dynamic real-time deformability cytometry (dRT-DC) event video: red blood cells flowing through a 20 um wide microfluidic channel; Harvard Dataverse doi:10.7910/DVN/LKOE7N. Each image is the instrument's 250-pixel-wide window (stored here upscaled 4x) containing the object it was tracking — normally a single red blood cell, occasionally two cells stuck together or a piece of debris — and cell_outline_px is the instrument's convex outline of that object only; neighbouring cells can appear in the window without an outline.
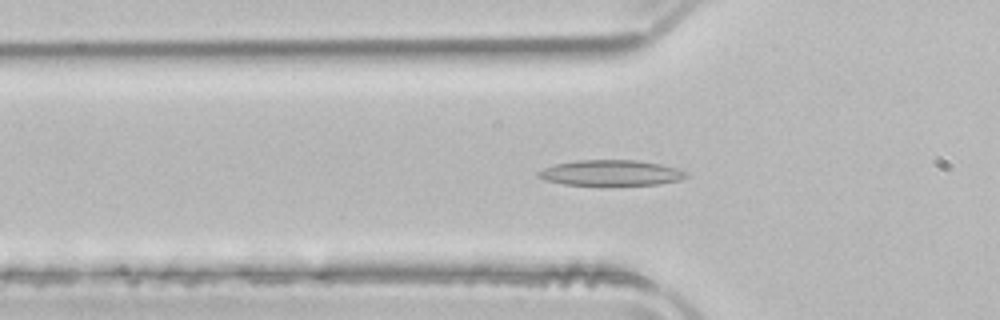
{"species": "common noctule bat (a hibernating species)", "species_latin": "Nyctalus noctula", "temperature_condition": "room temperature", "stored_images_in_passage": 40, "camera_frame_rate_fps": 3000, "um_per_image_px": 0.085, "animal": {"sex": "male", "body_mass_g": 21.5, "forearm_length_mm": 52.0}, "frame": {"image": 1, "passage_image": 6, "time_ms": 1.667, "image_size_px": [1000, 320], "cell_outline_px": [[692, 176], [680, 180], [656, 184], [564, 184], [544, 180], [536, 176], [536, 172], [544, 168], [556, 164], [576, 160], [636, 160], [660, 164], [676, 168], [688, 172]], "centroid_in_image_um": [51.94, 14.68], "position_along_channel_um": 73.9, "area_um2": 21.85}}
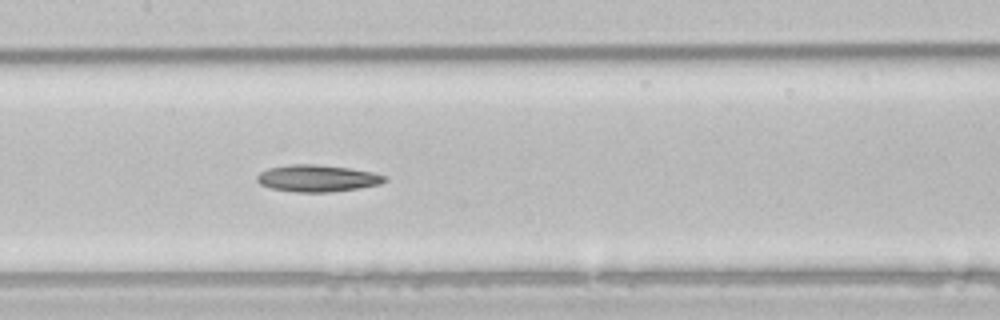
{"frame": {"image": 2, "passage_image": 14, "time_ms": 4.333, "image_size_px": [1000, 320], "cell_outline_px": [[388, 180], [380, 184], [360, 188], [328, 192], [296, 192], [272, 188], [260, 184], [256, 180], [256, 176], [260, 172], [268, 168], [292, 164], [316, 164], [348, 168], [372, 172], [388, 176]], "centroid_in_image_um": [26.99, 15.15], "position_along_channel_um": 180.4, "area_um2": 20.0}}
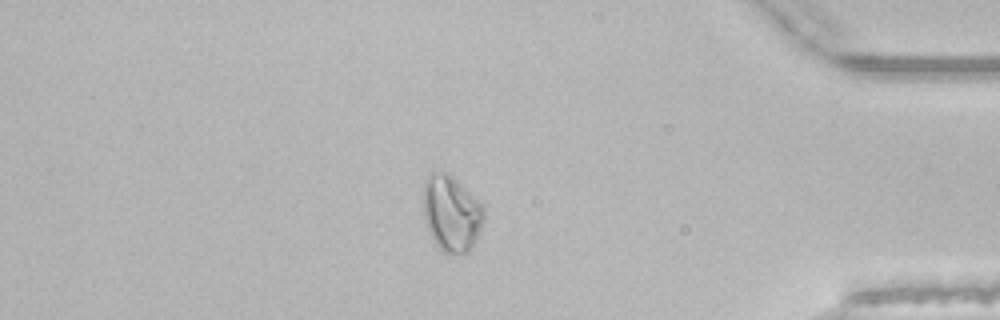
{"frame": {"image": 3, "passage_image": 33, "time_ms": 10.667, "image_size_px": [1000, 320], "cell_outline_px": [[484, 220], [476, 240], [472, 248], [468, 252], [444, 252], [436, 244], [428, 228], [424, 216], [424, 180], [428, 176], [440, 172], [448, 172], [484, 208]], "centroid_in_image_um": [38.37, 18.15], "position_along_channel_um": 396.8, "area_um2": 26.07}}